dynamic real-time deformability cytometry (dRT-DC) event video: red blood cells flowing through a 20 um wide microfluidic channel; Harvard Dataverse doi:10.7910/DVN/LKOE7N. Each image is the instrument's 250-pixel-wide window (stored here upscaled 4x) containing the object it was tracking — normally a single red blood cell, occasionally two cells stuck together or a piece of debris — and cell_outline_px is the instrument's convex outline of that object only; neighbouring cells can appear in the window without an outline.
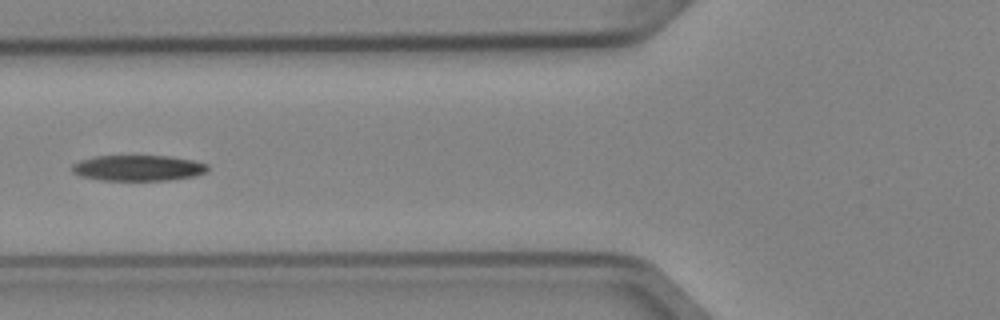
{"species": "Egyptian fruit bat (a non-hibernating species)", "species_latin": "Rousettus aegyptiacus", "temperature_condition": "cold", "stored_images_in_passage": 7, "camera_frame_rate_fps": 3000, "um_per_image_px": 0.085, "animal": {"sex": "female"}, "frame": {"image": 1, "passage_image": 6, "time_ms": 1.667, "image_size_px": [1000, 320], "cell_outline_px": [[208, 172], [196, 176], [168, 180], [100, 180], [80, 176], [72, 172], [72, 164], [80, 160], [96, 156], [168, 156], [192, 160], [208, 164]], "centroid_in_image_um": [11.75, 14.28], "position_along_channel_um": 114.1, "area_um2": 20.4}}
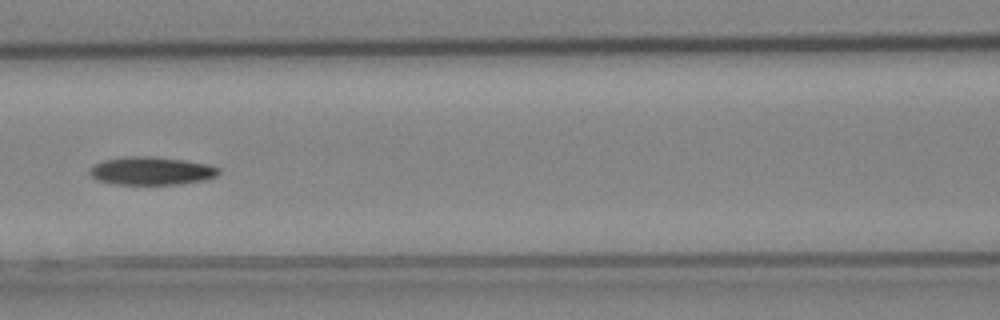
{"frame": {"image": 2, "passage_image": 7, "time_ms": 2.0, "image_size_px": [1000, 320], "cell_outline_px": [[220, 172], [216, 176], [204, 180], [176, 184], [112, 184], [96, 180], [88, 172], [88, 168], [92, 164], [104, 160], [124, 156], [156, 156], [184, 160], [208, 164], [220, 168]], "centroid_in_image_um": [12.82, 14.51], "position_along_channel_um": 153.8, "area_um2": 21.39}}